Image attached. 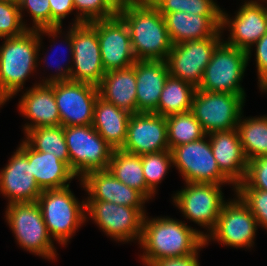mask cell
Returning a JSON list of instances; mask_svg holds the SVG:
<instances>
[{
	"label": "cell",
	"instance_id": "obj_1",
	"mask_svg": "<svg viewBox=\"0 0 267 266\" xmlns=\"http://www.w3.org/2000/svg\"><path fill=\"white\" fill-rule=\"evenodd\" d=\"M148 219L145 215L138 243L143 247L140 257L146 266L165 258L195 254L205 246L206 234L182 221L170 217Z\"/></svg>",
	"mask_w": 267,
	"mask_h": 266
},
{
	"label": "cell",
	"instance_id": "obj_2",
	"mask_svg": "<svg viewBox=\"0 0 267 266\" xmlns=\"http://www.w3.org/2000/svg\"><path fill=\"white\" fill-rule=\"evenodd\" d=\"M61 28L28 29L20 36L4 38L0 47V106L21 91L28 76L38 67L42 33L60 37L57 35L62 33Z\"/></svg>",
	"mask_w": 267,
	"mask_h": 266
},
{
	"label": "cell",
	"instance_id": "obj_3",
	"mask_svg": "<svg viewBox=\"0 0 267 266\" xmlns=\"http://www.w3.org/2000/svg\"><path fill=\"white\" fill-rule=\"evenodd\" d=\"M117 15L125 22L136 60H166L173 46L164 17L149 2H128Z\"/></svg>",
	"mask_w": 267,
	"mask_h": 266
},
{
	"label": "cell",
	"instance_id": "obj_4",
	"mask_svg": "<svg viewBox=\"0 0 267 266\" xmlns=\"http://www.w3.org/2000/svg\"><path fill=\"white\" fill-rule=\"evenodd\" d=\"M69 187L43 190L37 200L50 237L62 245H67L88 217L86 202H79Z\"/></svg>",
	"mask_w": 267,
	"mask_h": 266
},
{
	"label": "cell",
	"instance_id": "obj_5",
	"mask_svg": "<svg viewBox=\"0 0 267 266\" xmlns=\"http://www.w3.org/2000/svg\"><path fill=\"white\" fill-rule=\"evenodd\" d=\"M5 214L7 224L22 248L48 260L56 259V249L37 202L8 204Z\"/></svg>",
	"mask_w": 267,
	"mask_h": 266
},
{
	"label": "cell",
	"instance_id": "obj_6",
	"mask_svg": "<svg viewBox=\"0 0 267 266\" xmlns=\"http://www.w3.org/2000/svg\"><path fill=\"white\" fill-rule=\"evenodd\" d=\"M64 137L75 176L81 179L91 171L108 169L114 149L92 125L64 127Z\"/></svg>",
	"mask_w": 267,
	"mask_h": 266
},
{
	"label": "cell",
	"instance_id": "obj_7",
	"mask_svg": "<svg viewBox=\"0 0 267 266\" xmlns=\"http://www.w3.org/2000/svg\"><path fill=\"white\" fill-rule=\"evenodd\" d=\"M247 65V51L230 46L223 40L214 50L197 89L245 95L240 82Z\"/></svg>",
	"mask_w": 267,
	"mask_h": 266
},
{
	"label": "cell",
	"instance_id": "obj_8",
	"mask_svg": "<svg viewBox=\"0 0 267 266\" xmlns=\"http://www.w3.org/2000/svg\"><path fill=\"white\" fill-rule=\"evenodd\" d=\"M72 61L70 80L98 86L105 74L97 30L89 23L72 25L65 36Z\"/></svg>",
	"mask_w": 267,
	"mask_h": 266
},
{
	"label": "cell",
	"instance_id": "obj_9",
	"mask_svg": "<svg viewBox=\"0 0 267 266\" xmlns=\"http://www.w3.org/2000/svg\"><path fill=\"white\" fill-rule=\"evenodd\" d=\"M245 96L196 89L191 112L206 134L236 129L243 113Z\"/></svg>",
	"mask_w": 267,
	"mask_h": 266
},
{
	"label": "cell",
	"instance_id": "obj_10",
	"mask_svg": "<svg viewBox=\"0 0 267 266\" xmlns=\"http://www.w3.org/2000/svg\"><path fill=\"white\" fill-rule=\"evenodd\" d=\"M203 138L174 147L171 150L173 165L185 183H210L236 185L219 169L212 153L210 140ZM224 183V184H223Z\"/></svg>",
	"mask_w": 267,
	"mask_h": 266
},
{
	"label": "cell",
	"instance_id": "obj_11",
	"mask_svg": "<svg viewBox=\"0 0 267 266\" xmlns=\"http://www.w3.org/2000/svg\"><path fill=\"white\" fill-rule=\"evenodd\" d=\"M225 202L213 230L206 233L205 245L209 241H220V244L234 248L253 247L258 222L242 199Z\"/></svg>",
	"mask_w": 267,
	"mask_h": 266
},
{
	"label": "cell",
	"instance_id": "obj_12",
	"mask_svg": "<svg viewBox=\"0 0 267 266\" xmlns=\"http://www.w3.org/2000/svg\"><path fill=\"white\" fill-rule=\"evenodd\" d=\"M222 194L219 184L188 182L173 195V202L187 219L211 232L225 203Z\"/></svg>",
	"mask_w": 267,
	"mask_h": 266
},
{
	"label": "cell",
	"instance_id": "obj_13",
	"mask_svg": "<svg viewBox=\"0 0 267 266\" xmlns=\"http://www.w3.org/2000/svg\"><path fill=\"white\" fill-rule=\"evenodd\" d=\"M222 41L221 36H212L173 45L166 58L169 75L197 88L214 50Z\"/></svg>",
	"mask_w": 267,
	"mask_h": 266
},
{
	"label": "cell",
	"instance_id": "obj_14",
	"mask_svg": "<svg viewBox=\"0 0 267 266\" xmlns=\"http://www.w3.org/2000/svg\"><path fill=\"white\" fill-rule=\"evenodd\" d=\"M85 202L86 213L106 235L120 242L140 241L144 215L137 208L105 201Z\"/></svg>",
	"mask_w": 267,
	"mask_h": 266
},
{
	"label": "cell",
	"instance_id": "obj_15",
	"mask_svg": "<svg viewBox=\"0 0 267 266\" xmlns=\"http://www.w3.org/2000/svg\"><path fill=\"white\" fill-rule=\"evenodd\" d=\"M98 86L78 81L54 83V97L63 127L92 125Z\"/></svg>",
	"mask_w": 267,
	"mask_h": 266
},
{
	"label": "cell",
	"instance_id": "obj_16",
	"mask_svg": "<svg viewBox=\"0 0 267 266\" xmlns=\"http://www.w3.org/2000/svg\"><path fill=\"white\" fill-rule=\"evenodd\" d=\"M89 23L97 30L105 72L131 67L137 61L132 50L128 27L118 15Z\"/></svg>",
	"mask_w": 267,
	"mask_h": 266
},
{
	"label": "cell",
	"instance_id": "obj_17",
	"mask_svg": "<svg viewBox=\"0 0 267 266\" xmlns=\"http://www.w3.org/2000/svg\"><path fill=\"white\" fill-rule=\"evenodd\" d=\"M262 2L267 3V0ZM234 17L230 19L226 12H222L221 30L228 26L230 31L228 41L225 42L247 51L249 61L252 56L251 46L267 33V7L258 1L249 0L240 6Z\"/></svg>",
	"mask_w": 267,
	"mask_h": 266
},
{
	"label": "cell",
	"instance_id": "obj_18",
	"mask_svg": "<svg viewBox=\"0 0 267 266\" xmlns=\"http://www.w3.org/2000/svg\"><path fill=\"white\" fill-rule=\"evenodd\" d=\"M0 171V192L8 198V204L37 202L42 190L32 174L28 161V143L23 140Z\"/></svg>",
	"mask_w": 267,
	"mask_h": 266
},
{
	"label": "cell",
	"instance_id": "obj_19",
	"mask_svg": "<svg viewBox=\"0 0 267 266\" xmlns=\"http://www.w3.org/2000/svg\"><path fill=\"white\" fill-rule=\"evenodd\" d=\"M121 149L137 155L169 150L166 117L153 112L131 114Z\"/></svg>",
	"mask_w": 267,
	"mask_h": 266
},
{
	"label": "cell",
	"instance_id": "obj_20",
	"mask_svg": "<svg viewBox=\"0 0 267 266\" xmlns=\"http://www.w3.org/2000/svg\"><path fill=\"white\" fill-rule=\"evenodd\" d=\"M87 191V201H105L137 208L144 216V203L148 200L137 190L130 188L107 170L91 171L79 179Z\"/></svg>",
	"mask_w": 267,
	"mask_h": 266
},
{
	"label": "cell",
	"instance_id": "obj_21",
	"mask_svg": "<svg viewBox=\"0 0 267 266\" xmlns=\"http://www.w3.org/2000/svg\"><path fill=\"white\" fill-rule=\"evenodd\" d=\"M19 111L31 123L24 125V133L36 127L61 125L59 110L54 97V83L34 84L22 96L18 104Z\"/></svg>",
	"mask_w": 267,
	"mask_h": 266
},
{
	"label": "cell",
	"instance_id": "obj_22",
	"mask_svg": "<svg viewBox=\"0 0 267 266\" xmlns=\"http://www.w3.org/2000/svg\"><path fill=\"white\" fill-rule=\"evenodd\" d=\"M168 34L173 45L212 36H221L222 15H197L172 12L164 16Z\"/></svg>",
	"mask_w": 267,
	"mask_h": 266
},
{
	"label": "cell",
	"instance_id": "obj_23",
	"mask_svg": "<svg viewBox=\"0 0 267 266\" xmlns=\"http://www.w3.org/2000/svg\"><path fill=\"white\" fill-rule=\"evenodd\" d=\"M207 136L219 169L237 186L244 181L248 168L237 129L215 131Z\"/></svg>",
	"mask_w": 267,
	"mask_h": 266
},
{
	"label": "cell",
	"instance_id": "obj_24",
	"mask_svg": "<svg viewBox=\"0 0 267 266\" xmlns=\"http://www.w3.org/2000/svg\"><path fill=\"white\" fill-rule=\"evenodd\" d=\"M133 65L137 83V113L157 114L161 92L169 76L166 60H137Z\"/></svg>",
	"mask_w": 267,
	"mask_h": 266
},
{
	"label": "cell",
	"instance_id": "obj_25",
	"mask_svg": "<svg viewBox=\"0 0 267 266\" xmlns=\"http://www.w3.org/2000/svg\"><path fill=\"white\" fill-rule=\"evenodd\" d=\"M135 66L106 71L98 85L99 96L116 107L137 113Z\"/></svg>",
	"mask_w": 267,
	"mask_h": 266
},
{
	"label": "cell",
	"instance_id": "obj_26",
	"mask_svg": "<svg viewBox=\"0 0 267 266\" xmlns=\"http://www.w3.org/2000/svg\"><path fill=\"white\" fill-rule=\"evenodd\" d=\"M131 113L98 96L94 105L92 127L115 150L121 149L127 136Z\"/></svg>",
	"mask_w": 267,
	"mask_h": 266
},
{
	"label": "cell",
	"instance_id": "obj_27",
	"mask_svg": "<svg viewBox=\"0 0 267 266\" xmlns=\"http://www.w3.org/2000/svg\"><path fill=\"white\" fill-rule=\"evenodd\" d=\"M28 161L31 163L35 181L42 191L68 187L76 177L69 166L58 157L48 152L36 151L29 144Z\"/></svg>",
	"mask_w": 267,
	"mask_h": 266
},
{
	"label": "cell",
	"instance_id": "obj_28",
	"mask_svg": "<svg viewBox=\"0 0 267 266\" xmlns=\"http://www.w3.org/2000/svg\"><path fill=\"white\" fill-rule=\"evenodd\" d=\"M108 170L116 179L139 191L147 200L155 195L146 185L141 155L115 149L112 152Z\"/></svg>",
	"mask_w": 267,
	"mask_h": 266
},
{
	"label": "cell",
	"instance_id": "obj_29",
	"mask_svg": "<svg viewBox=\"0 0 267 266\" xmlns=\"http://www.w3.org/2000/svg\"><path fill=\"white\" fill-rule=\"evenodd\" d=\"M196 89L194 85L169 75L161 92L157 114L167 117L191 111Z\"/></svg>",
	"mask_w": 267,
	"mask_h": 266
},
{
	"label": "cell",
	"instance_id": "obj_30",
	"mask_svg": "<svg viewBox=\"0 0 267 266\" xmlns=\"http://www.w3.org/2000/svg\"><path fill=\"white\" fill-rule=\"evenodd\" d=\"M242 117L236 129L246 159L250 161L267 156V115L245 119Z\"/></svg>",
	"mask_w": 267,
	"mask_h": 266
},
{
	"label": "cell",
	"instance_id": "obj_31",
	"mask_svg": "<svg viewBox=\"0 0 267 266\" xmlns=\"http://www.w3.org/2000/svg\"><path fill=\"white\" fill-rule=\"evenodd\" d=\"M25 141L36 151L51 153L70 168V157L64 127L62 125L50 127H36L25 133Z\"/></svg>",
	"mask_w": 267,
	"mask_h": 266
},
{
	"label": "cell",
	"instance_id": "obj_32",
	"mask_svg": "<svg viewBox=\"0 0 267 266\" xmlns=\"http://www.w3.org/2000/svg\"><path fill=\"white\" fill-rule=\"evenodd\" d=\"M166 120L170 151L176 146L197 141L207 135L191 111L169 115Z\"/></svg>",
	"mask_w": 267,
	"mask_h": 266
},
{
	"label": "cell",
	"instance_id": "obj_33",
	"mask_svg": "<svg viewBox=\"0 0 267 266\" xmlns=\"http://www.w3.org/2000/svg\"><path fill=\"white\" fill-rule=\"evenodd\" d=\"M162 16L172 12L197 15H222L223 10L213 0H150Z\"/></svg>",
	"mask_w": 267,
	"mask_h": 266
},
{
	"label": "cell",
	"instance_id": "obj_34",
	"mask_svg": "<svg viewBox=\"0 0 267 266\" xmlns=\"http://www.w3.org/2000/svg\"><path fill=\"white\" fill-rule=\"evenodd\" d=\"M143 174L146 185L157 193V184L161 183L167 171L173 165L172 153L170 150L141 155ZM172 164V165H171Z\"/></svg>",
	"mask_w": 267,
	"mask_h": 266
},
{
	"label": "cell",
	"instance_id": "obj_35",
	"mask_svg": "<svg viewBox=\"0 0 267 266\" xmlns=\"http://www.w3.org/2000/svg\"><path fill=\"white\" fill-rule=\"evenodd\" d=\"M78 12L72 25H79L94 20L110 19L117 11L106 0H73Z\"/></svg>",
	"mask_w": 267,
	"mask_h": 266
},
{
	"label": "cell",
	"instance_id": "obj_36",
	"mask_svg": "<svg viewBox=\"0 0 267 266\" xmlns=\"http://www.w3.org/2000/svg\"><path fill=\"white\" fill-rule=\"evenodd\" d=\"M28 29L21 19L19 5L0 0V39L20 36Z\"/></svg>",
	"mask_w": 267,
	"mask_h": 266
},
{
	"label": "cell",
	"instance_id": "obj_37",
	"mask_svg": "<svg viewBox=\"0 0 267 266\" xmlns=\"http://www.w3.org/2000/svg\"><path fill=\"white\" fill-rule=\"evenodd\" d=\"M234 190L249 207L258 225L267 230V191L254 188H234Z\"/></svg>",
	"mask_w": 267,
	"mask_h": 266
},
{
	"label": "cell",
	"instance_id": "obj_38",
	"mask_svg": "<svg viewBox=\"0 0 267 266\" xmlns=\"http://www.w3.org/2000/svg\"><path fill=\"white\" fill-rule=\"evenodd\" d=\"M19 10L21 19L22 11L27 10L30 13L33 26L29 29L38 30L41 28H51V8L49 0H20Z\"/></svg>",
	"mask_w": 267,
	"mask_h": 266
},
{
	"label": "cell",
	"instance_id": "obj_39",
	"mask_svg": "<svg viewBox=\"0 0 267 266\" xmlns=\"http://www.w3.org/2000/svg\"><path fill=\"white\" fill-rule=\"evenodd\" d=\"M236 188H254L267 191V156L248 161L246 177Z\"/></svg>",
	"mask_w": 267,
	"mask_h": 266
},
{
	"label": "cell",
	"instance_id": "obj_40",
	"mask_svg": "<svg viewBox=\"0 0 267 266\" xmlns=\"http://www.w3.org/2000/svg\"><path fill=\"white\" fill-rule=\"evenodd\" d=\"M256 47V67L259 89L261 92H267V33L263 35L255 44Z\"/></svg>",
	"mask_w": 267,
	"mask_h": 266
},
{
	"label": "cell",
	"instance_id": "obj_41",
	"mask_svg": "<svg viewBox=\"0 0 267 266\" xmlns=\"http://www.w3.org/2000/svg\"><path fill=\"white\" fill-rule=\"evenodd\" d=\"M51 28L62 27L63 19L75 10L73 0H49Z\"/></svg>",
	"mask_w": 267,
	"mask_h": 266
},
{
	"label": "cell",
	"instance_id": "obj_42",
	"mask_svg": "<svg viewBox=\"0 0 267 266\" xmlns=\"http://www.w3.org/2000/svg\"><path fill=\"white\" fill-rule=\"evenodd\" d=\"M149 266H200L198 263V251L185 257L165 258L154 261Z\"/></svg>",
	"mask_w": 267,
	"mask_h": 266
},
{
	"label": "cell",
	"instance_id": "obj_43",
	"mask_svg": "<svg viewBox=\"0 0 267 266\" xmlns=\"http://www.w3.org/2000/svg\"><path fill=\"white\" fill-rule=\"evenodd\" d=\"M58 61V60H57ZM48 63V62H47ZM59 72H57L53 77L42 79V82L40 84H52L56 82H62V81H68L70 80V74L72 69V64L66 67L60 66V64H57Z\"/></svg>",
	"mask_w": 267,
	"mask_h": 266
},
{
	"label": "cell",
	"instance_id": "obj_44",
	"mask_svg": "<svg viewBox=\"0 0 267 266\" xmlns=\"http://www.w3.org/2000/svg\"><path fill=\"white\" fill-rule=\"evenodd\" d=\"M117 12L120 11L127 3V0H106Z\"/></svg>",
	"mask_w": 267,
	"mask_h": 266
},
{
	"label": "cell",
	"instance_id": "obj_45",
	"mask_svg": "<svg viewBox=\"0 0 267 266\" xmlns=\"http://www.w3.org/2000/svg\"><path fill=\"white\" fill-rule=\"evenodd\" d=\"M3 1H9V2L16 3V4H19V2H20V0H3Z\"/></svg>",
	"mask_w": 267,
	"mask_h": 266
},
{
	"label": "cell",
	"instance_id": "obj_46",
	"mask_svg": "<svg viewBox=\"0 0 267 266\" xmlns=\"http://www.w3.org/2000/svg\"><path fill=\"white\" fill-rule=\"evenodd\" d=\"M128 2L150 1V0H127Z\"/></svg>",
	"mask_w": 267,
	"mask_h": 266
}]
</instances>
